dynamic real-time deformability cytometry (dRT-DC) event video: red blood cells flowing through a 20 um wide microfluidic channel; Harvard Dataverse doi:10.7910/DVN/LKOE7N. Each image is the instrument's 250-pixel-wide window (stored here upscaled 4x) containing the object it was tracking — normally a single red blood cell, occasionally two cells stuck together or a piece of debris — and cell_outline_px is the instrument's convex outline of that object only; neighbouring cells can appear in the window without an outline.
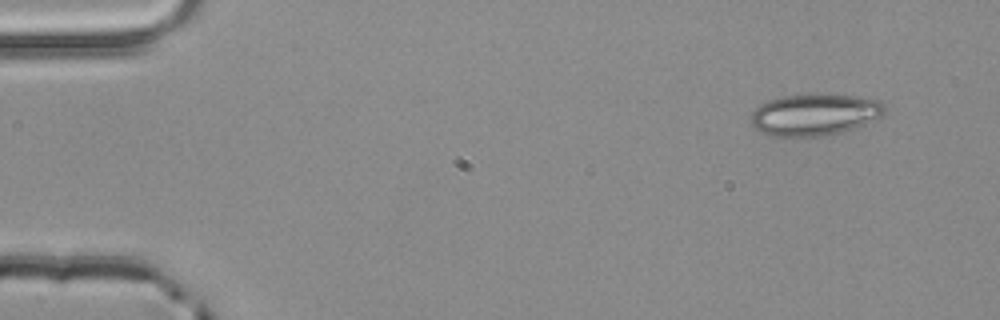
{"species": "common noctule bat (a hibernating species)", "species_latin": "Nyctalus noctula", "temperature_condition": "room temperature", "stored_images_in_passage": 3, "camera_frame_rate_fps": 3000, "um_per_image_px": 0.085, "animal": {"sex": "male", "body_mass_g": 20.4}, "frame": {"image": 1, "passage_image": 1, "time_ms": 0.0, "image_size_px": [1000, 320], "cell_outline_px": [[884, 112], [880, 116], [856, 128], [844, 132], [824, 136], [772, 136], [760, 132], [752, 124], [752, 112], [760, 104], [768, 100], [784, 96], [812, 92], [856, 96], [880, 100], [884, 104]], "centroid_in_image_um": [69.25, 9.72], "position_along_channel_um": 15.8, "area_um2": 32.89}}